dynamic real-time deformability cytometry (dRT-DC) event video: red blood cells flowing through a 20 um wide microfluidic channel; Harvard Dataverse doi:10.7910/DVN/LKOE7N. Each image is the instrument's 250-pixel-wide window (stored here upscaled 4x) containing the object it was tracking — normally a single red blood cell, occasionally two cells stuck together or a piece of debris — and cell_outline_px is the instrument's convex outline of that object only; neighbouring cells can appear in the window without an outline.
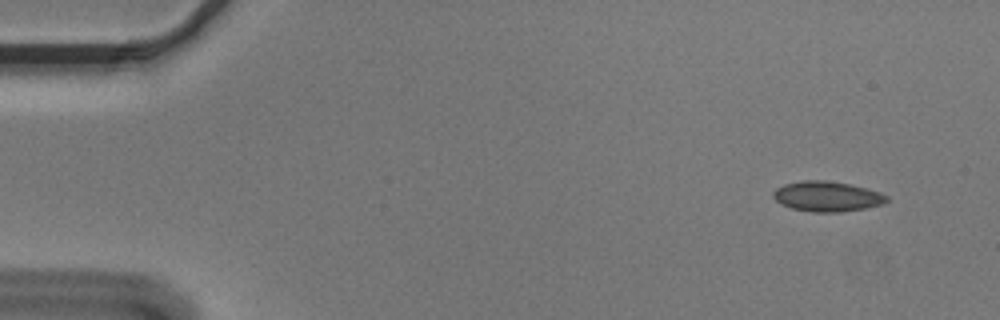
{"species": "Egyptian fruit bat (a non-hibernating species)", "species_latin": "Rousettus aegyptiacus", "temperature_condition": "cold", "stored_images_in_passage": 5, "camera_frame_rate_fps": 3000, "um_per_image_px": 0.085, "animal": {"sex": "male"}, "frame": {"image": 1, "passage_image": 1, "time_ms": 0.0, "image_size_px": [1000, 320], "cell_outline_px": [[888, 200], [884, 204], [864, 208], [840, 212], [812, 212], [792, 208], [780, 204], [772, 196], [772, 192], [776, 188], [784, 184], [804, 180], [824, 180], [848, 184], [868, 188], [880, 192], [888, 196]], "centroid_in_image_um": [70.29, 16.69], "position_along_channel_um": 14.7, "area_um2": 20.0}}
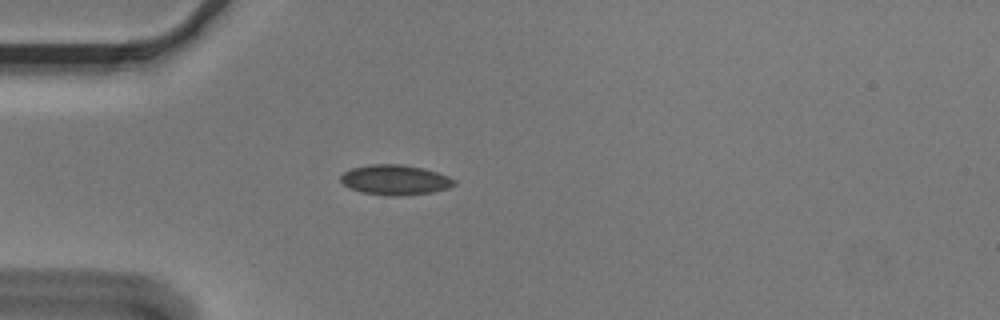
{"frame": {"image": 2, "passage_image": 4, "time_ms": 1.0, "image_size_px": [1000, 320], "cell_outline_px": [[456, 184], [448, 188], [432, 192], [400, 196], [388, 196], [360, 192], [344, 184], [340, 180], [340, 176], [344, 172], [352, 168], [372, 164], [400, 164], [424, 168], [448, 176], [456, 180]], "centroid_in_image_um": [33.6, 15.29], "position_along_channel_um": 51.4, "area_um2": 19.88}}